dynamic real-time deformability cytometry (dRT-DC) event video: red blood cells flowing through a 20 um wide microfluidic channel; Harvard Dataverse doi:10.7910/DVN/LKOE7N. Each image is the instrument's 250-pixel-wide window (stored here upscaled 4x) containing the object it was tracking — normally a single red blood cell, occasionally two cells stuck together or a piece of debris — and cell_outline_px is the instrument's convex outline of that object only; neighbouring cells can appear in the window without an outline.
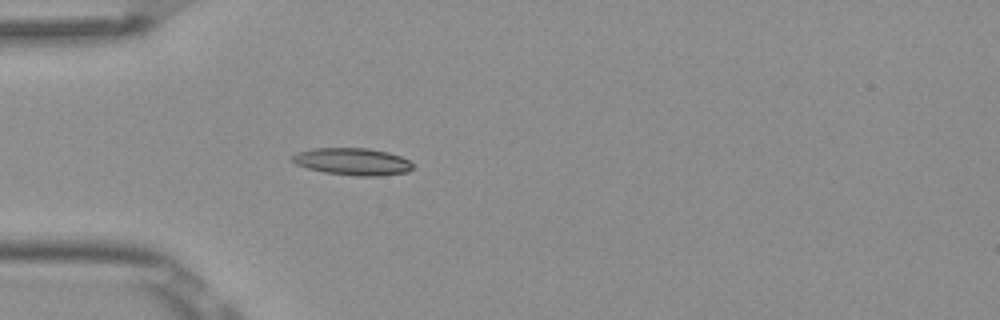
{"species": "Egyptian fruit bat (a non-hibernating species)", "species_latin": "Rousettus aegyptiacus", "temperature_condition": "room temperature", "stored_images_in_passage": 5, "camera_frame_rate_fps": 3000, "um_per_image_px": 0.085, "frame": {"image": 1, "passage_image": 5, "time_ms": 1.333, "image_size_px": [1000, 320], "cell_outline_px": [[412, 168], [408, 172], [380, 176], [356, 176], [324, 172], [308, 168], [296, 164], [292, 160], [292, 156], [296, 152], [316, 148], [368, 148], [388, 152], [400, 156], [408, 160], [412, 164]], "centroid_in_image_um": [29.97, 13.73], "position_along_channel_um": 55.0, "area_um2": 19.02}}